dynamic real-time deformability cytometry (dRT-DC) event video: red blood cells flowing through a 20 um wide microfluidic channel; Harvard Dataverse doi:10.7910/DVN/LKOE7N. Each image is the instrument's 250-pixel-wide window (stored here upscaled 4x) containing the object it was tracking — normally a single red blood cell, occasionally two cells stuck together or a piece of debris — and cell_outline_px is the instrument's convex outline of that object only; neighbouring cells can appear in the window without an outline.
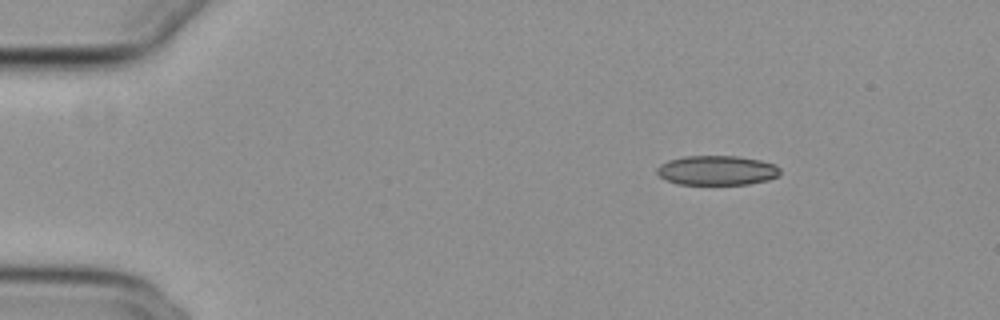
{"species": "common noctule bat (a hibernating species)", "species_latin": "Nyctalus noctula", "temperature_condition": "cold", "stored_images_in_passage": 47, "camera_frame_rate_fps": 3000, "um_per_image_px": 0.085, "animal": {"sex": "female", "body_mass_g": 29.2, "forearm_length_mm": 56.3}, "frame": {"image": 1, "passage_image": 1, "time_ms": 0.0, "image_size_px": [1000, 320], "cell_outline_px": [[780, 176], [768, 180], [748, 184], [676, 184], [660, 176], [656, 172], [656, 168], [660, 164], [668, 160], [684, 156], [736, 156], [760, 160], [776, 164], [780, 168]], "centroid_in_image_um": [60.96, 14.48], "position_along_channel_um": 24.0, "area_um2": 21.33}}
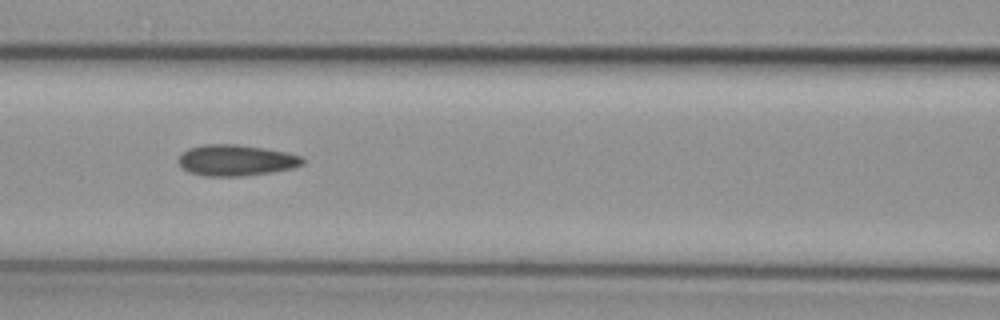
{"frame": {"image": 2, "passage_image": 17, "time_ms": 5.333, "image_size_px": [1000, 320], "cell_outline_px": [[304, 164], [292, 168], [272, 172], [244, 176], [204, 176], [188, 172], [180, 164], [180, 156], [188, 148], [204, 144], [236, 144], [264, 148], [288, 152], [300, 156], [304, 160]], "centroid_in_image_um": [20.09, 13.62], "position_along_channel_um": 146.5, "area_um2": 22.43}}
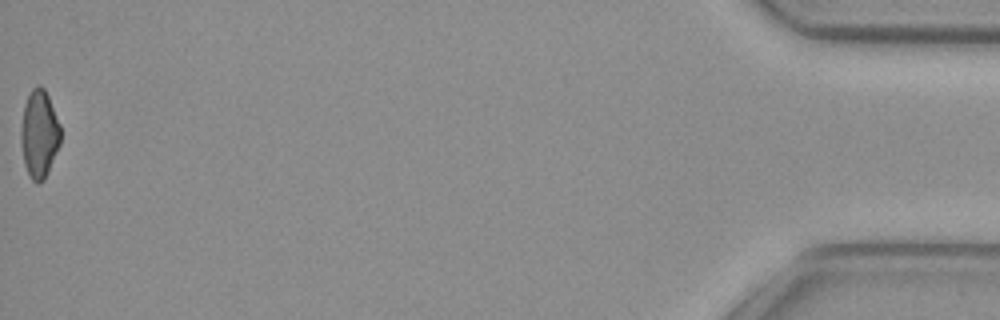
{"frame": {"image": 3, "passage_image": 47, "time_ms": 15.333, "image_size_px": [1000, 320], "cell_outline_px": [[60, 144], [48, 172], [44, 180], [36, 184], [32, 180], [24, 164], [20, 140], [20, 132], [24, 104], [32, 88], [36, 84], [40, 84], [44, 88], [48, 96], [60, 124]], "centroid_in_image_um": [3.33, 11.38], "position_along_channel_um": 431.9, "area_um2": 20.35}, "authors_computed_cell_mechanics": {"area_um2": 21.9062, "velocity_mm_per_s": 3.858, "shape_relaxation_time_tau1_ms": null, "shape_relaxation_time_tau2_ms": 4.2818, "deformation_change_tau1": null, "deformation_change_tau2": 0.1155}}